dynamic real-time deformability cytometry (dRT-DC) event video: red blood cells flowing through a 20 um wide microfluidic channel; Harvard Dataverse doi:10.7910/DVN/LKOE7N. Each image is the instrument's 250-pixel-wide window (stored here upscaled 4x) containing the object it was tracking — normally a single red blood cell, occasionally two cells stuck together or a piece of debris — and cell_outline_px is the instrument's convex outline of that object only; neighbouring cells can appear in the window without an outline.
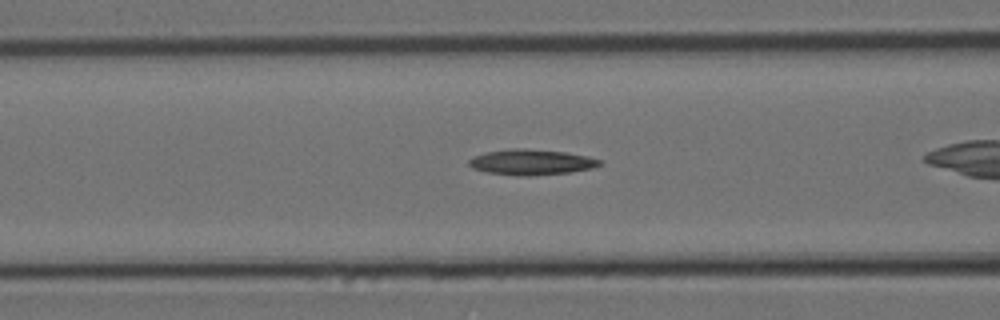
{"species": "Egyptian fruit bat (a non-hibernating species)", "species_latin": "Rousettus aegyptiacus", "temperature_condition": "cold", "stored_images_in_passage": 43, "camera_frame_rate_fps": 3000, "um_per_image_px": 0.085, "animal": {"sex": "female"}, "frame": {"image": 1, "passage_image": 8, "time_ms": 2.333, "image_size_px": [1000, 320], "cell_outline_px": [[604, 164], [592, 168], [568, 172], [528, 176], [520, 176], [488, 172], [472, 168], [468, 164], [468, 160], [472, 156], [488, 152], [512, 148], [528, 148], [564, 152], [588, 156], [600, 160]], "centroid_in_image_um": [45.16, 13.77], "position_along_channel_um": 121.4, "area_um2": 19.42}}
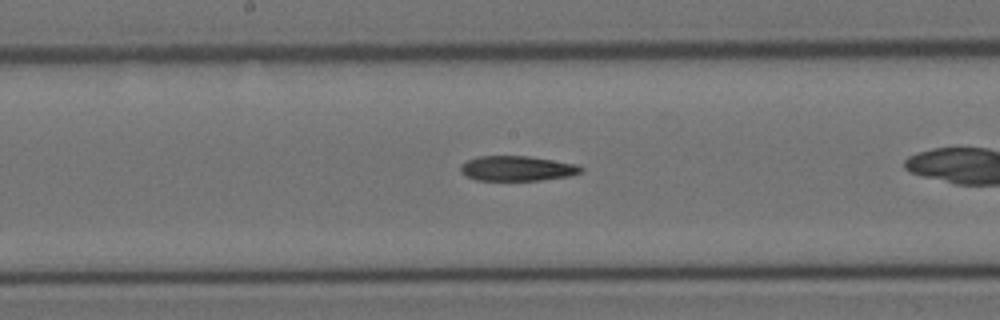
{"frame": {"image": 2, "passage_image": 15, "time_ms": 4.667, "image_size_px": [1000, 320], "cell_outline_px": [[584, 172], [568, 176], [540, 180], [476, 180], [464, 176], [460, 172], [460, 164], [476, 156], [528, 156], [576, 164], [584, 168]], "centroid_in_image_um": [43.92, 14.32], "position_along_channel_um": 204.3, "area_um2": 17.63}}
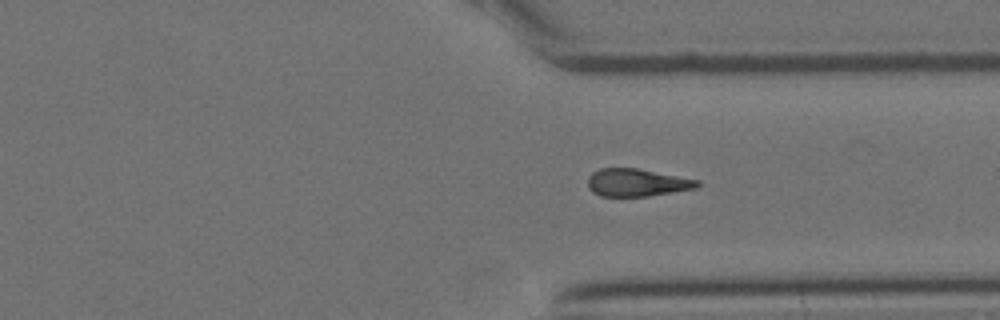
{"frame": {"image": 3, "passage_image": 28, "time_ms": 9.0, "image_size_px": [1000, 320], "cell_outline_px": [[700, 184], [696, 188], [648, 196], [600, 196], [592, 192], [588, 188], [588, 176], [592, 172], [600, 168], [636, 168], [700, 180]], "centroid_in_image_um": [54.11, 15.52], "position_along_channel_um": 357.3, "area_um2": 17.63}, "authors_computed_cell_mechanics": {"area_um2": 18.1492, "velocity_mm_per_s": 3.5366, "shape_relaxation_time_tau1_ms": 10.7295, "shape_relaxation_time_tau2_ms": null, "deformation_change_tau1": 0.2229, "deformation_change_tau2": null}}